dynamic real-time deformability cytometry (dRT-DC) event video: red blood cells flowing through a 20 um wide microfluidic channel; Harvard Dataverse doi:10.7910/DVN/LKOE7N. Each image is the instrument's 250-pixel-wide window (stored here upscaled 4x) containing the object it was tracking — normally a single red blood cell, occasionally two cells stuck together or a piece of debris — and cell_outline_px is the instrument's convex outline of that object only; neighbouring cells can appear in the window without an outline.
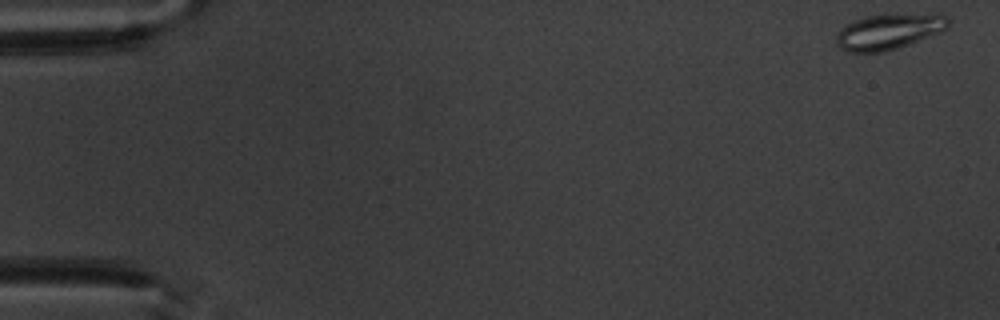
{"species": "common noctule bat (a hibernating species)", "species_latin": "Nyctalus noctula", "temperature_condition": "warm", "stored_images_in_passage": 5, "camera_frame_rate_fps": 3000, "um_per_image_px": 0.085, "animal": {"sex": "male", "body_mass_g": 20.1, "forearm_length_mm": 53.5}, "frame": {"image": 1, "passage_image": 1, "time_ms": 0.0, "image_size_px": [1000, 320], "cell_outline_px": [[948, 28], [940, 32], [908, 44], [884, 52], [848, 52], [840, 48], [836, 44], [836, 32], [840, 28], [852, 20], [868, 16], [936, 12], [940, 12], [948, 20]], "centroid_in_image_um": [75.53, 2.67], "position_along_channel_um": 9.5, "area_um2": 23.41}}